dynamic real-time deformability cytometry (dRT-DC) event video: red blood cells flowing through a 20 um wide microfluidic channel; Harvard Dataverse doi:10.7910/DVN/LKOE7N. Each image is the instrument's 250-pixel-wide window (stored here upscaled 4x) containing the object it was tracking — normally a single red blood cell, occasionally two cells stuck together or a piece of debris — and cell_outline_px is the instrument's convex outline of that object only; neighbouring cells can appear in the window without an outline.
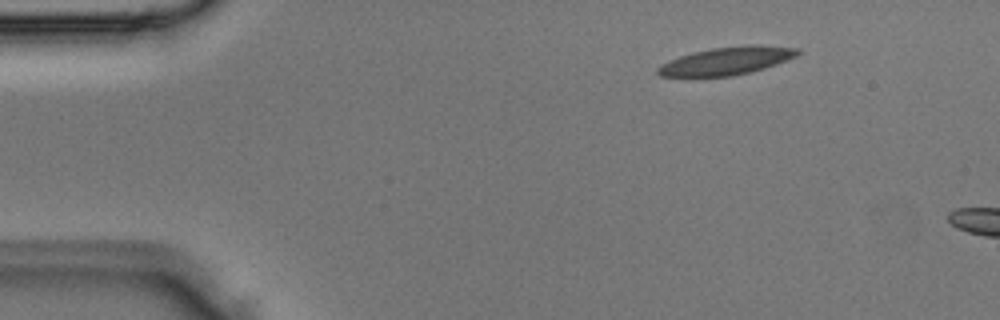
{"species": "Egyptian fruit bat (a non-hibernating species)", "species_latin": "Rousettus aegyptiacus", "temperature_condition": "room temperature", "stored_images_in_passage": 2, "camera_frame_rate_fps": 3000, "um_per_image_px": 0.085, "animal": {"sex": "male"}, "frame": {"image": 1, "passage_image": 1, "time_ms": 0.0, "image_size_px": [1000, 320], "cell_outline_px": [[800, 52], [796, 56], [776, 64], [764, 68], [732, 76], [660, 76], [656, 72], [656, 68], [660, 64], [668, 60], [680, 56], [712, 48], [760, 44], [800, 48]], "centroid_in_image_um": [61.77, 5.17], "position_along_channel_um": 23.2, "area_um2": 22.48}}